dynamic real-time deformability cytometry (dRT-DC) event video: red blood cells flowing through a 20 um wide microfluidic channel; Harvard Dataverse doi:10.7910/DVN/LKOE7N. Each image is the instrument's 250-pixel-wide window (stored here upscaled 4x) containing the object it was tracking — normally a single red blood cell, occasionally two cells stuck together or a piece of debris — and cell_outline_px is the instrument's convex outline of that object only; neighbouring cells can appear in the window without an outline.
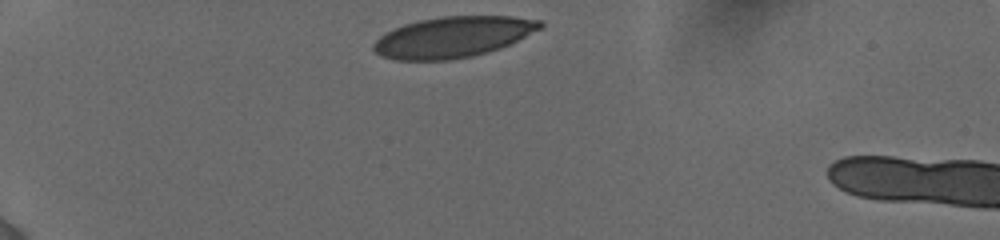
{"species": "human", "species_latin": "Homo sapiens", "temperature_condition": "cold", "stored_images_in_passage": 9, "camera_frame_rate_fps": 3000, "um_per_image_px": 0.085, "donor": {"sex": "female"}, "frame": {"image": 1, "passage_image": 1, "time_ms": 0.0, "image_size_px": [1000, 240], "cell_outline_px": [[544, 24], [540, 28], [500, 48], [488, 52], [472, 56], [448, 60], [396, 60], [380, 56], [372, 48], [372, 44], [380, 36], [404, 24], [420, 20], [440, 16], [512, 16], [540, 20]], "centroid_in_image_um": [38.47, 3.15], "position_along_channel_um": 46.5, "area_um2": 39.36}}
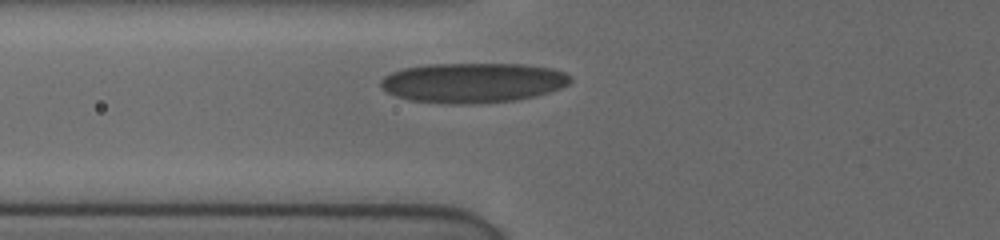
{"frame": {"image": 2, "passage_image": 8, "time_ms": 2.333, "image_size_px": [1000, 240], "cell_outline_px": [[572, 80], [568, 84], [560, 88], [548, 92], [516, 100], [476, 104], [448, 104], [408, 100], [396, 96], [380, 88], [380, 80], [384, 76], [392, 72], [404, 68], [424, 64], [524, 64], [552, 68], [564, 72], [572, 76]], "centroid_in_image_um": [40.17, 7.03], "position_along_channel_um": 85.6, "area_um2": 44.39}}